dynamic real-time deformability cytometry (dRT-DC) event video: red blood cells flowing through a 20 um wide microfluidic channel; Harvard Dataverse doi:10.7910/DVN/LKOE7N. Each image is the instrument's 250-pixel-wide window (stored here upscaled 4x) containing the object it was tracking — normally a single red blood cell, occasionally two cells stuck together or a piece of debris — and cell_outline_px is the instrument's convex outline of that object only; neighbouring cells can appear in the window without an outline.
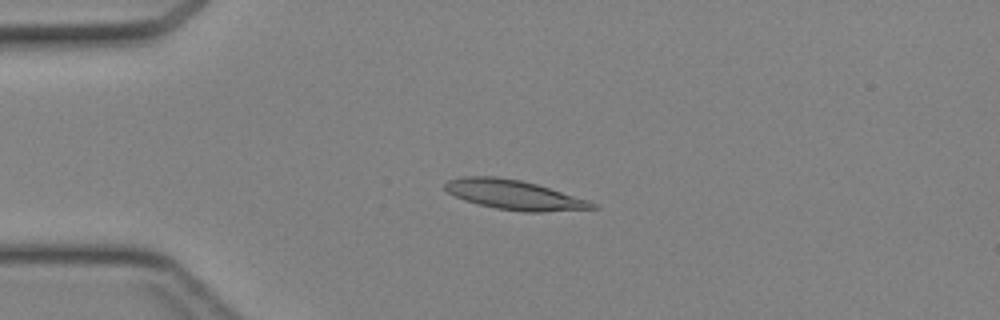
{"species": "Egyptian fruit bat (a non-hibernating species)", "species_latin": "Rousettus aegyptiacus", "temperature_condition": "cold", "stored_images_in_passage": 43, "camera_frame_rate_fps": 3000, "um_per_image_px": 0.085, "animal": {"sex": "female"}, "frame": {"image": 1, "passage_image": 10, "time_ms": 3.0, "image_size_px": [1000, 320], "cell_outline_px": [[600, 208], [544, 212], [524, 212], [496, 208], [464, 200], [448, 192], [444, 188], [444, 184], [448, 180], [464, 176], [496, 176], [520, 180], [536, 184], [588, 200], [596, 204]], "centroid_in_image_um": [43.71, 16.56], "position_along_channel_um": 41.3, "area_um2": 25.2}}
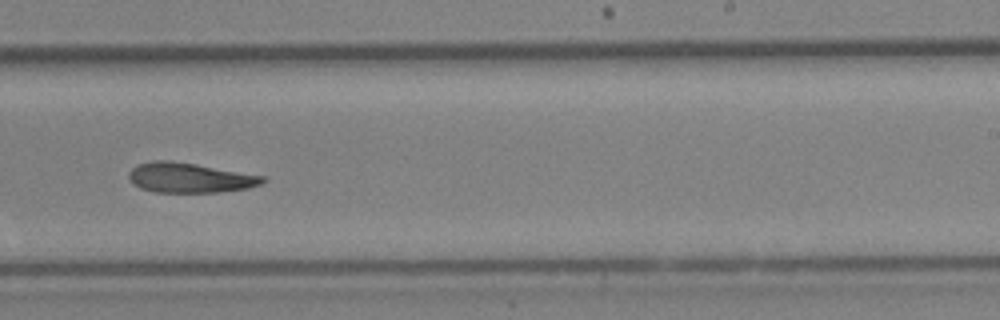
{"frame": {"image": 2, "passage_image": 27, "time_ms": 8.667, "image_size_px": [1000, 320], "cell_outline_px": [[268, 180], [260, 184], [248, 188], [220, 192], [156, 192], [140, 188], [132, 184], [128, 176], [128, 172], [136, 164], [152, 160], [168, 160], [196, 164], [264, 176]], "centroid_in_image_um": [16.09, 15.1], "position_along_channel_um": 272.9, "area_um2": 23.41}}
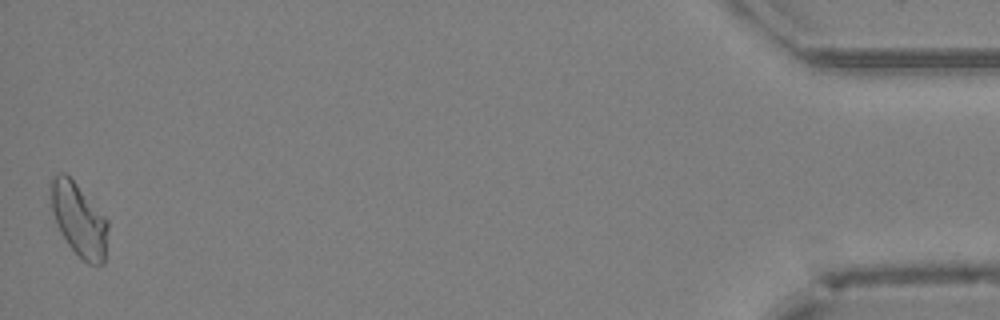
{"frame": {"image": 3, "passage_image": 43, "time_ms": 14.0, "image_size_px": [1000, 320], "cell_outline_px": [[108, 228], [104, 264], [88, 264], [68, 244], [60, 232], [56, 224], [52, 212], [52, 180], [60, 172], [64, 172], [76, 184], [108, 220]], "centroid_in_image_um": [6.73, 18.71], "position_along_channel_um": 428.5, "area_um2": 23.7}}